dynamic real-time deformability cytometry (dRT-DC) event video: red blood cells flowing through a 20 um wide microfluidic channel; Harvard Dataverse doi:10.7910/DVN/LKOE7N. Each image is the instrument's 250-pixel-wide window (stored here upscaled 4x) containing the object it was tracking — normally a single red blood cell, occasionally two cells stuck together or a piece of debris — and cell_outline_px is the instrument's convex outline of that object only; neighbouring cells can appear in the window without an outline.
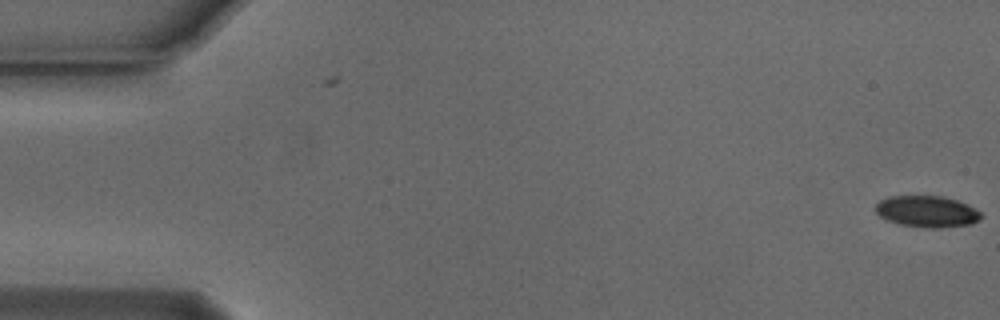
{"species": "Egyptian fruit bat (a non-hibernating species)", "species_latin": "Rousettus aegyptiacus", "temperature_condition": "cold", "stored_images_in_passage": 4, "camera_frame_rate_fps": 3000, "um_per_image_px": 0.085, "animal": {"sex": "male"}, "frame": {"image": 1, "passage_image": 4, "time_ms": 1.0, "image_size_px": [1000, 320], "cell_outline_px": [[980, 220], [972, 224], [940, 228], [928, 228], [900, 224], [888, 220], [880, 216], [876, 212], [876, 204], [880, 200], [888, 196], [944, 196], [968, 204], [980, 212]], "centroid_in_image_um": [78.8, 17.97], "position_along_channel_um": 6.2, "area_um2": 19.31}}